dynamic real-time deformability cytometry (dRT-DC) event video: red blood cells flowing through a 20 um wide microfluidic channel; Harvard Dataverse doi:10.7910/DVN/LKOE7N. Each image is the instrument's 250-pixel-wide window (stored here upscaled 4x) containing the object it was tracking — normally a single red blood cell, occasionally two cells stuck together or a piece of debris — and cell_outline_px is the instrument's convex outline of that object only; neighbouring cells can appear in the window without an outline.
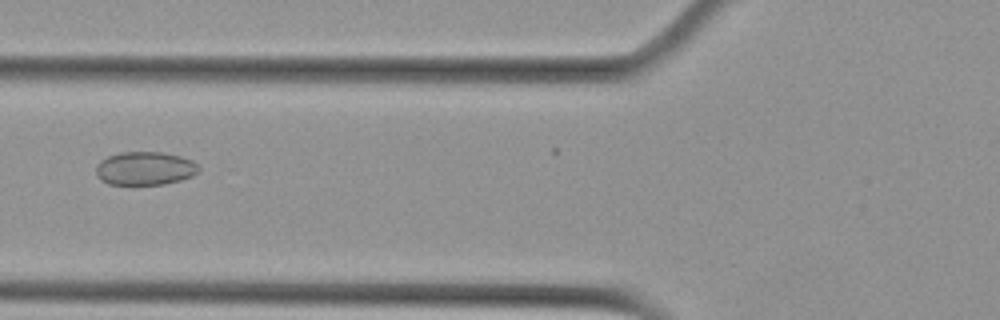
{"species": "Egyptian fruit bat (a non-hibernating species)", "species_latin": "Rousettus aegyptiacus", "temperature_condition": "cold", "stored_images_in_passage": 5, "camera_frame_rate_fps": 3000, "um_per_image_px": 0.085, "animal": {"sex": "female"}, "frame": {"image": 1, "passage_image": 4, "time_ms": 1.0, "image_size_px": [1000, 320], "cell_outline_px": [[200, 168], [192, 176], [180, 180], [164, 184], [108, 184], [100, 180], [96, 176], [96, 164], [100, 160], [108, 156], [120, 152], [160, 152], [180, 156], [192, 160]], "centroid_in_image_um": [12.28, 14.31], "position_along_channel_um": 113.5, "area_um2": 20.0}}